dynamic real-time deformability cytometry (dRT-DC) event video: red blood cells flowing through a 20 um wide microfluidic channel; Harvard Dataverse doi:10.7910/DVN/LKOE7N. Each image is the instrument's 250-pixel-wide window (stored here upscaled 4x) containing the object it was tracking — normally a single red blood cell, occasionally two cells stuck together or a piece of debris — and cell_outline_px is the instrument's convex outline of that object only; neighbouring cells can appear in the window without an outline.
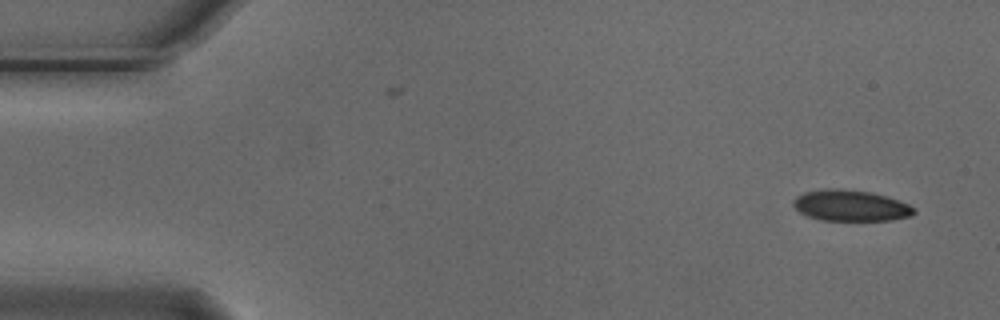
{"species": "Egyptian fruit bat (a non-hibernating species)", "species_latin": "Rousettus aegyptiacus", "temperature_condition": "cold", "stored_images_in_passage": 5, "camera_frame_rate_fps": 3000, "um_per_image_px": 0.085, "animal": {"sex": "male"}, "frame": {"image": 1, "passage_image": 1, "time_ms": 0.0, "image_size_px": [1000, 320], "cell_outline_px": [[916, 212], [912, 216], [892, 220], [820, 220], [808, 216], [800, 212], [792, 204], [792, 200], [796, 196], [804, 192], [824, 188], [840, 188], [872, 192], [888, 196], [908, 204], [916, 208]], "centroid_in_image_um": [72.31, 17.46], "position_along_channel_um": 12.7, "area_um2": 22.14}}
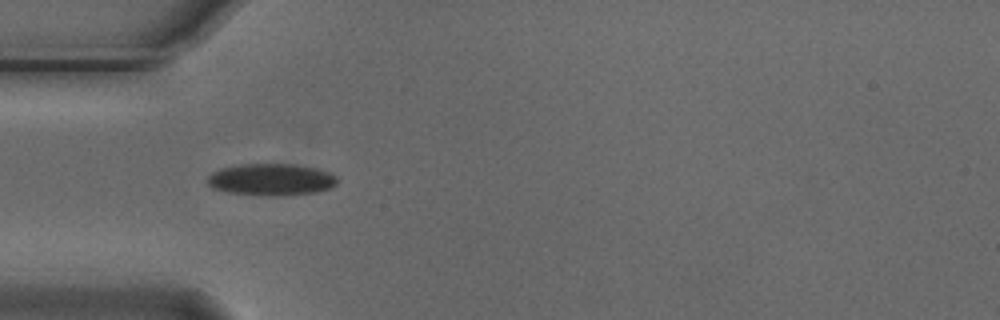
{"frame": {"image": 2, "passage_image": 4, "time_ms": 1.0, "image_size_px": [1000, 320], "cell_outline_px": [[336, 184], [332, 188], [316, 192], [280, 196], [272, 196], [228, 192], [212, 188], [208, 184], [208, 176], [212, 172], [220, 168], [240, 164], [296, 164], [316, 168], [328, 172], [336, 176]], "centroid_in_image_um": [23.05, 15.26], "position_along_channel_um": 61.9, "area_um2": 24.16}}
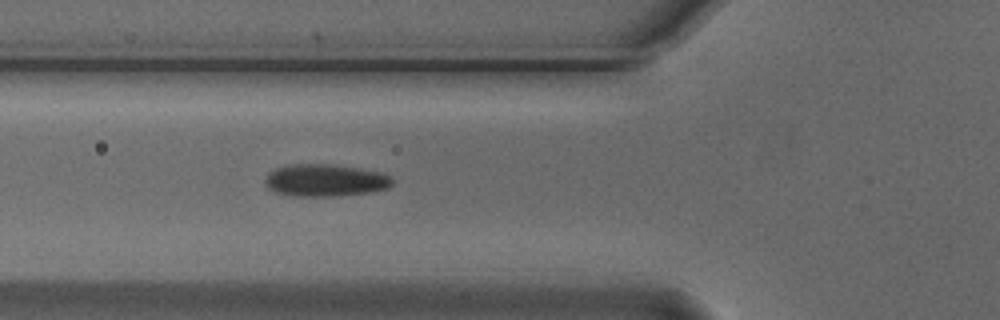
{"frame": {"image": 3, "passage_image": 5, "time_ms": 1.333, "image_size_px": [1000, 320], "cell_outline_px": [[392, 184], [388, 188], [372, 192], [332, 196], [292, 196], [272, 192], [264, 184], [264, 176], [268, 172], [276, 168], [292, 164], [332, 164], [360, 168], [384, 172], [392, 176]], "centroid_in_image_um": [27.63, 15.32], "position_along_channel_um": 98.2, "area_um2": 24.39}}